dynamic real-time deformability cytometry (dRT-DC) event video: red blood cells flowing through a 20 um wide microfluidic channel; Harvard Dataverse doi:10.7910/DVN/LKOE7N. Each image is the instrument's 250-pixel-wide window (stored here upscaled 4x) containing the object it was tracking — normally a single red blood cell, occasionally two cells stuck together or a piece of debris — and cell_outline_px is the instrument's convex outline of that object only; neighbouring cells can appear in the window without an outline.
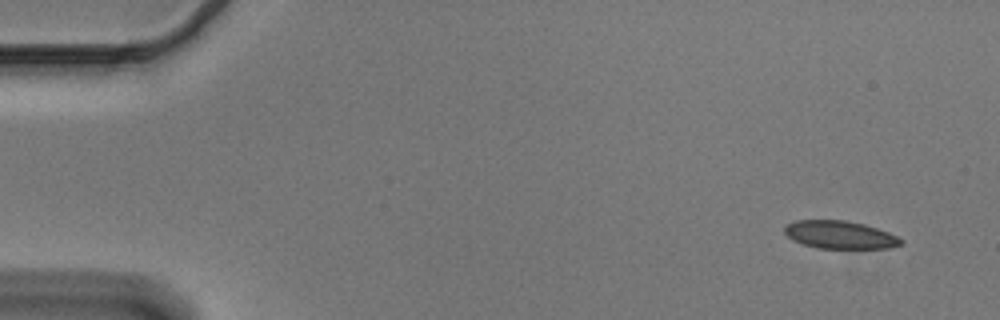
{"species": "Egyptian fruit bat (a non-hibernating species)", "species_latin": "Rousettus aegyptiacus", "temperature_condition": "cold", "stored_images_in_passage": 52, "camera_frame_rate_fps": 3000, "um_per_image_px": 0.085, "animal": {"sex": "male"}, "frame": {"image": 1, "passage_image": 1, "time_ms": 0.0, "image_size_px": [1000, 320], "cell_outline_px": [[904, 244], [888, 248], [820, 248], [804, 244], [792, 240], [784, 232], [784, 228], [788, 224], [796, 220], [844, 220], [864, 224], [888, 232], [904, 240]], "centroid_in_image_um": [71.41, 19.95], "position_along_channel_um": 13.6, "area_um2": 18.79}}
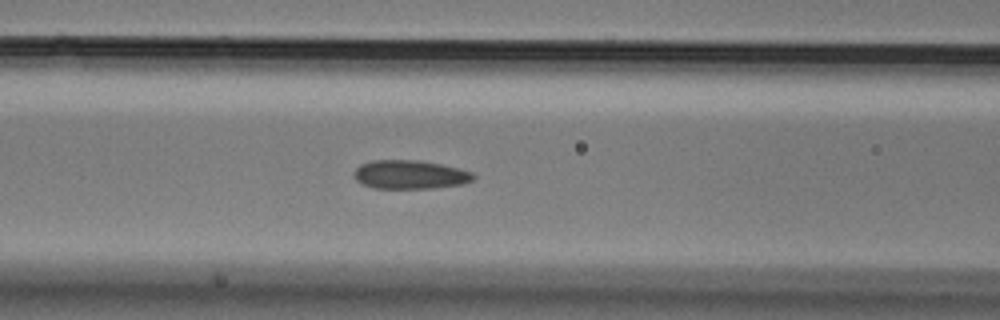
{"frame": {"image": 2, "passage_image": 20, "time_ms": 6.333, "image_size_px": [1000, 320], "cell_outline_px": [[476, 176], [472, 180], [464, 184], [432, 188], [376, 188], [364, 184], [356, 180], [352, 176], [352, 172], [360, 164], [372, 160], [416, 160], [440, 164], [472, 172]], "centroid_in_image_um": [34.82, 14.84], "position_along_channel_um": 131.8, "area_um2": 19.94}}
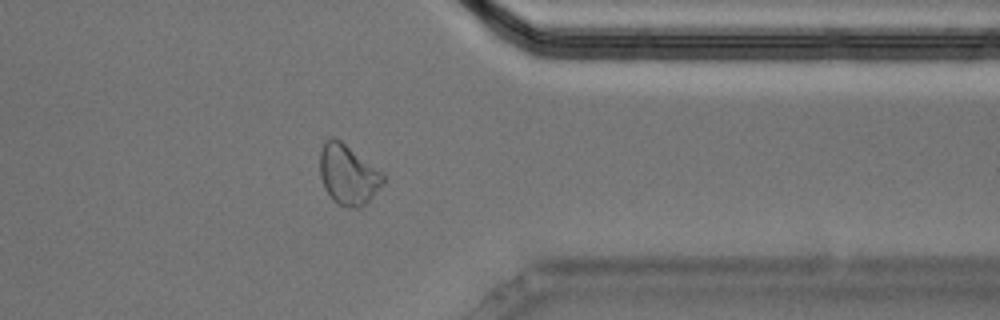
{"frame": {"image": 3, "passage_image": 41, "time_ms": 13.333, "image_size_px": [1000, 320], "cell_outline_px": [[384, 184], [360, 208], [348, 208], [332, 200], [324, 188], [320, 176], [320, 152], [324, 140], [332, 136], [340, 140], [384, 172]], "centroid_in_image_um": [29.58, 14.83], "position_along_channel_um": 381.8, "area_um2": 22.31}, "authors_computed_cell_mechanics": {"area_um2": 20.0566, "velocity_mm_per_s": 3.6802, "shape_relaxation_time_tau1_ms": 8.732, "shape_relaxation_time_tau2_ms": 3.1105, "deformation_change_tau1": 0.1383, "deformation_change_tau2": 0.0705}}